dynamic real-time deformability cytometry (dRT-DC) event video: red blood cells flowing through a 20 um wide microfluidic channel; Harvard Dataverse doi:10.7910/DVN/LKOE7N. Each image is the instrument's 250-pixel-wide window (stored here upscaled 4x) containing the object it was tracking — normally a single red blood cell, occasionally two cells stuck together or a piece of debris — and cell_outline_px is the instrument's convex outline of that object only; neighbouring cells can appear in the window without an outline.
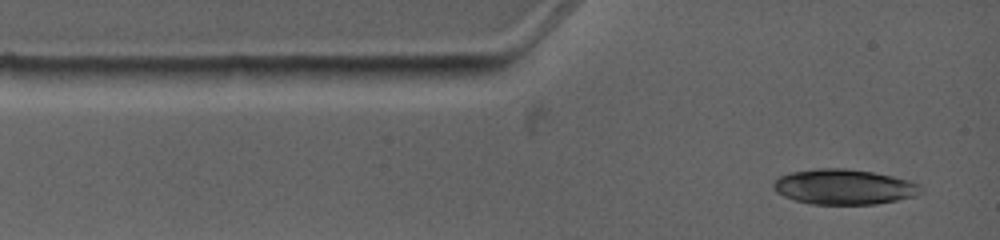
{"species": "common noctule bat (a hibernating species)", "species_latin": "Nyctalus noctula", "temperature_condition": "warm", "stored_images_in_passage": 2, "camera_frame_rate_fps": 4500, "um_per_image_px": 0.085, "animal": {"sex": "female", "body_mass_g": 19.0, "forearm_length_mm": 53.3}, "frame": {"image": 1, "passage_image": 1, "time_ms": 0.0, "image_size_px": [1000, 240], "cell_outline_px": [[924, 192], [916, 196], [876, 204], [812, 204], [796, 200], [784, 196], [776, 192], [772, 188], [772, 184], [780, 176], [788, 172], [816, 168], [844, 168], [872, 172], [892, 176], [908, 180], [920, 184], [924, 188]], "centroid_in_image_um": [71.75, 15.88], "position_along_channel_um": 13.2, "area_um2": 30.46}}